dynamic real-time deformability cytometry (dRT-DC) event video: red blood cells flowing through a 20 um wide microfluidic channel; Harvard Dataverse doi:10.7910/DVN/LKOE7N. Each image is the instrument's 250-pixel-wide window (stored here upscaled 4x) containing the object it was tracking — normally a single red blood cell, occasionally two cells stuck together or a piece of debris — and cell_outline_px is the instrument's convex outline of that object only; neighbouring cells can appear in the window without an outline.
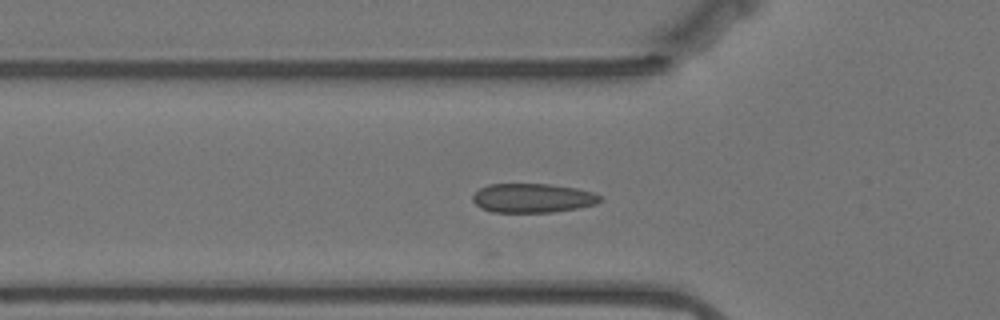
{"species": "Egyptian fruit bat (a non-hibernating species)", "species_latin": "Rousettus aegyptiacus", "temperature_condition": "warm", "stored_images_in_passage": 24, "camera_frame_rate_fps": 3000, "um_per_image_px": 0.085, "animal": {"sex": "female"}, "frame": {"image": 1, "passage_image": 17, "time_ms": 5.333, "image_size_px": [1000, 320], "cell_outline_px": [[604, 200], [596, 204], [576, 208], [552, 212], [492, 212], [480, 208], [472, 200], [472, 196], [480, 188], [488, 184], [552, 184], [576, 188], [592, 192], [600, 196]], "centroid_in_image_um": [45.27, 16.83], "position_along_channel_um": 80.5, "area_um2": 21.68}}